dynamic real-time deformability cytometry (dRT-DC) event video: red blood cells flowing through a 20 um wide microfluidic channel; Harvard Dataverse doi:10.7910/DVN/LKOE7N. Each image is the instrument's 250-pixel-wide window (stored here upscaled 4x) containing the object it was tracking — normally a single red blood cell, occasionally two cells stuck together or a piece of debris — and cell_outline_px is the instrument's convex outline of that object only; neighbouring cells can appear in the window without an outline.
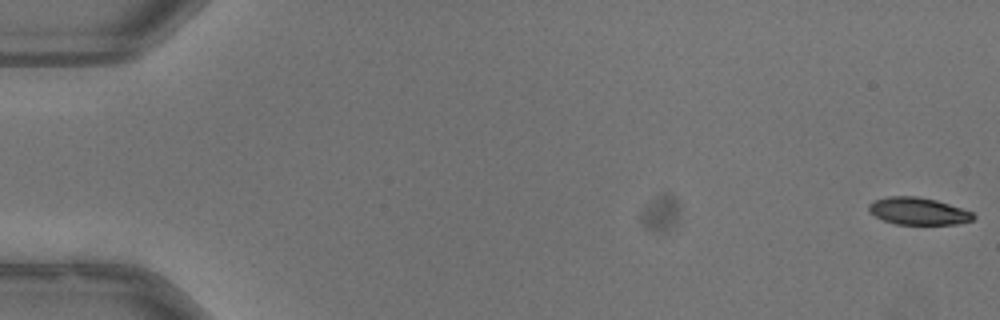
{"species": "common noctule bat (a hibernating species)", "species_latin": "Nyctalus noctula", "temperature_condition": "warm", "stored_images_in_passage": 53, "camera_frame_rate_fps": 3000, "um_per_image_px": 0.085, "animal": {"sex": "male", "body_mass_g": 13.3}, "frame": {"image": 1, "passage_image": 1, "time_ms": 0.0, "image_size_px": [1000, 320], "cell_outline_px": [[976, 216], [972, 220], [956, 224], [896, 224], [884, 220], [868, 212], [868, 204], [872, 200], [888, 196], [916, 196], [936, 200], [972, 212]], "centroid_in_image_um": [78.0, 17.94], "position_along_channel_um": 7.0, "area_um2": 16.53}}
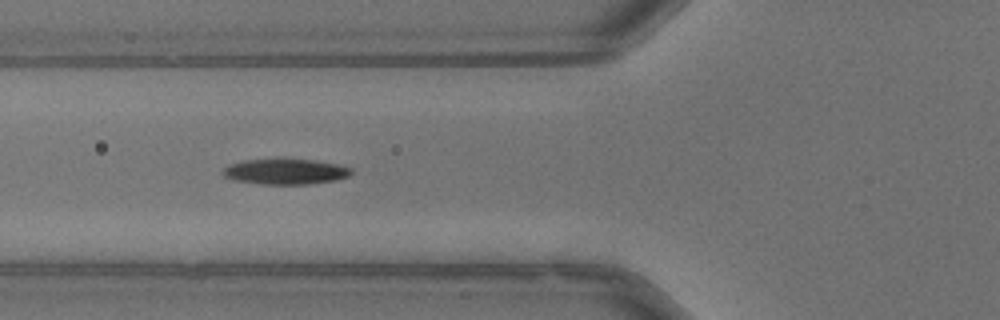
{"frame": {"image": 2, "passage_image": 21, "time_ms": 6.667, "image_size_px": [1000, 320], "cell_outline_px": [[352, 172], [348, 176], [336, 180], [308, 184], [260, 184], [236, 180], [224, 176], [220, 172], [228, 164], [244, 160], [280, 156], [284, 156], [316, 160], [336, 164], [352, 168]], "centroid_in_image_um": [24.23, 14.53], "position_along_channel_um": 101.6, "area_um2": 19.94}}
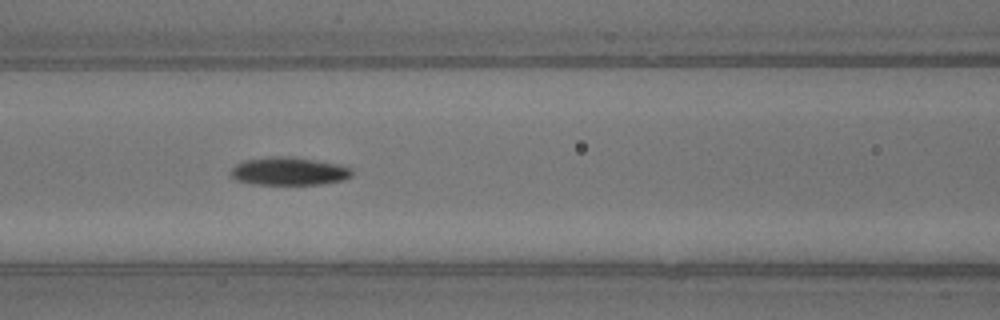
{"frame": {"image": 3, "passage_image": 24, "time_ms": 7.667, "image_size_px": [1000, 320], "cell_outline_px": [[352, 176], [344, 180], [320, 184], [252, 184], [236, 180], [232, 176], [232, 168], [236, 164], [244, 160], [268, 156], [292, 156], [348, 164], [352, 168]], "centroid_in_image_um": [24.65, 14.53], "position_along_channel_um": 142.0, "area_um2": 20.29}, "authors_computed_cell_mechanics": {"area_um2": 19.2474, "velocity_mm_per_s": 4.0061, "shape_relaxation_time_tau1_ms": 3.4017, "shape_relaxation_time_tau2_ms": null, "deformation_change_tau1": 0.1623, "deformation_change_tau2": null}}